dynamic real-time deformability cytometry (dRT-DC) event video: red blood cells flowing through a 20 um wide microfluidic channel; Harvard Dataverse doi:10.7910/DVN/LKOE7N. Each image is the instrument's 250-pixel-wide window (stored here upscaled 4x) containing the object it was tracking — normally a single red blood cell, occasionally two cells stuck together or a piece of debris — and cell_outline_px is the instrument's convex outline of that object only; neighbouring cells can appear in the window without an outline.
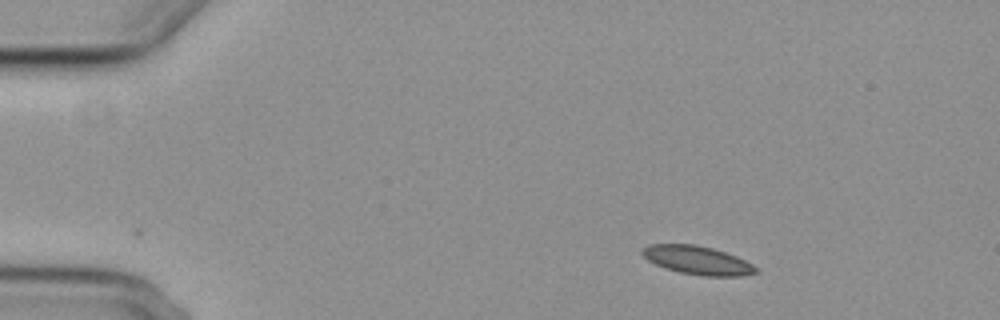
{"species": "common noctule bat (a hibernating species)", "species_latin": "Nyctalus noctula", "temperature_condition": "cold", "stored_images_in_passage": 38, "camera_frame_rate_fps": 3000, "um_per_image_px": 0.085, "animal": {"sex": "female", "body_mass_g": 29.2, "forearm_length_mm": 56.3}, "frame": {"image": 1, "passage_image": 1, "time_ms": 0.0, "image_size_px": [1000, 320], "cell_outline_px": [[760, 272], [744, 276], [704, 276], [680, 272], [664, 268], [648, 260], [640, 252], [640, 248], [648, 244], [696, 244], [712, 248], [736, 256], [760, 268]], "centroid_in_image_um": [59.29, 22.12], "position_along_channel_um": 25.7, "area_um2": 19.07}}
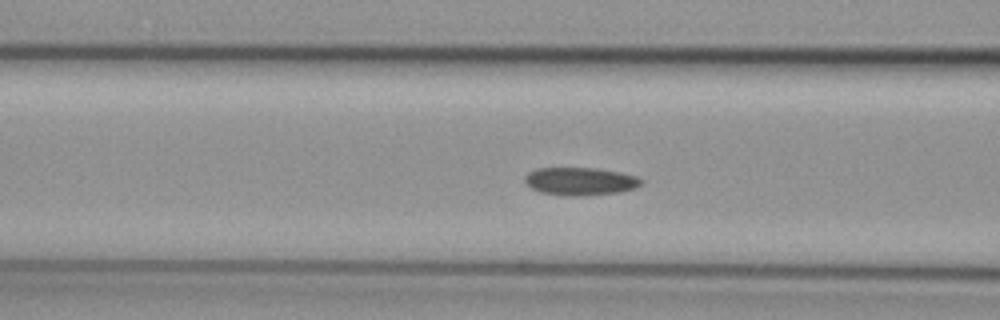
{"frame": {"image": 2, "passage_image": 15, "time_ms": 4.667, "image_size_px": [1000, 320], "cell_outline_px": [[644, 184], [636, 188], [620, 192], [580, 196], [568, 196], [540, 192], [532, 188], [524, 180], [524, 176], [528, 172], [536, 168], [596, 168], [620, 172], [636, 176], [644, 180]], "centroid_in_image_um": [49.36, 15.41], "position_along_channel_um": 117.2, "area_um2": 19.07}}
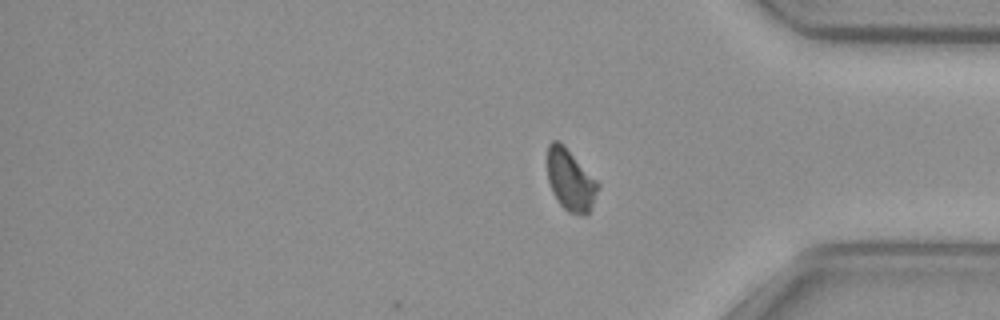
{"frame": {"image": 3, "passage_image": 38, "time_ms": 12.333, "image_size_px": [1000, 320], "cell_outline_px": [[600, 188], [588, 212], [584, 216], [580, 216], [568, 212], [560, 204], [552, 192], [548, 180], [548, 144], [552, 140], [560, 140], [564, 144], [600, 184]], "centroid_in_image_um": [48.49, 15.3], "position_along_channel_um": 386.7, "area_um2": 18.21}, "authors_computed_cell_mechanics": {"area_um2": 19.1029, "velocity_mm_per_s": 3.6916, "shape_relaxation_time_tau1_ms": null, "shape_relaxation_time_tau2_ms": 5.9071, "deformation_change_tau1": null, "deformation_change_tau2": 0.0929}}